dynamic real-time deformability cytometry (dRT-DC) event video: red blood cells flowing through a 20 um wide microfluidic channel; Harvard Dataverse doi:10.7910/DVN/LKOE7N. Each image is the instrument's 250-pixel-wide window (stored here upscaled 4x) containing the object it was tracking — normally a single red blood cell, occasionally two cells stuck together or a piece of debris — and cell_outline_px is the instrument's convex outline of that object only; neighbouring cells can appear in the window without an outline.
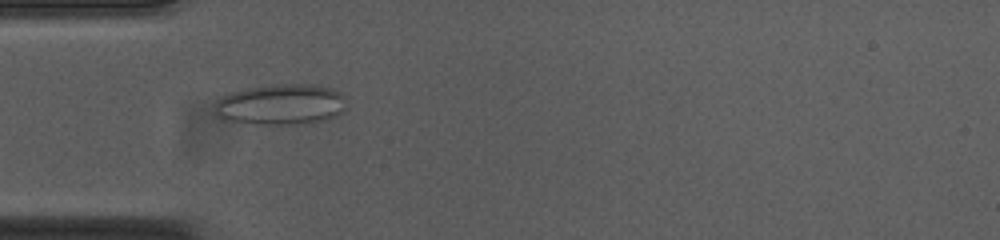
{"species": "common noctule bat (a hibernating species)", "species_latin": "Nyctalus noctula", "temperature_condition": "cold", "stored_images_in_passage": 53, "camera_frame_rate_fps": 3000, "um_per_image_px": 0.085, "animal": {"sex": "female", "body_mass_g": 23.0, "forearm_length_mm": 53.4}, "frame": {"image": 1, "passage_image": 16, "time_ms": 5.0, "image_size_px": [1000, 240], "cell_outline_px": [[344, 112], [336, 116], [324, 120], [292, 124], [252, 124], [228, 120], [220, 116], [216, 112], [216, 104], [224, 96], [232, 92], [244, 88], [284, 84], [312, 84], [332, 88], [340, 92], [344, 96]], "centroid_in_image_um": [23.93, 8.87], "position_along_channel_um": 61.1, "area_um2": 30.92}}
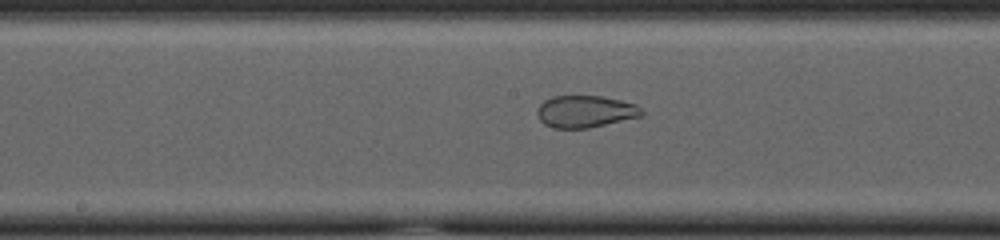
{"frame": {"image": 2, "passage_image": 27, "time_ms": 8.667, "image_size_px": [1000, 240], "cell_outline_px": [[644, 112], [640, 116], [588, 128], [552, 128], [544, 124], [540, 120], [536, 112], [536, 108], [544, 100], [552, 96], [600, 96], [620, 100], [636, 104]], "centroid_in_image_um": [49.7, 9.47], "position_along_channel_um": 198.5, "area_um2": 19.42}}
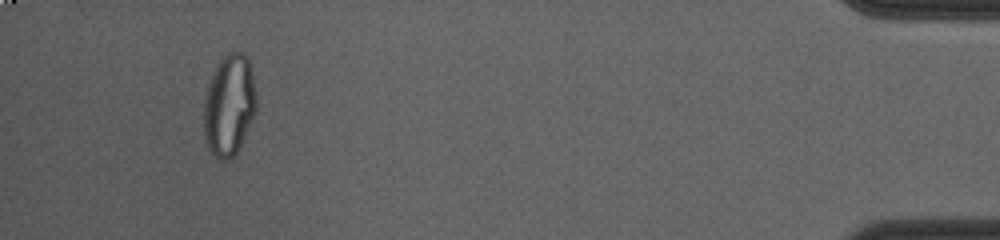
{"frame": {"image": 3, "passage_image": 50, "time_ms": 16.333, "image_size_px": [1000, 240], "cell_outline_px": [[256, 108], [240, 144], [236, 152], [228, 160], [220, 160], [208, 148], [204, 136], [204, 104], [208, 84], [220, 60], [228, 52], [244, 52], [248, 56], [256, 92]], "centroid_in_image_um": [19.47, 8.91], "position_along_channel_um": 415.7, "area_um2": 30.52}, "authors_computed_cell_mechanics": {"area_um2": 28.611, "velocity_mm_per_s": 3.7722, "shape_relaxation_time_tau1_ms": null, "shape_relaxation_time_tau2_ms": 1.0343, "deformation_change_tau1": null, "deformation_change_tau2": 0.07}}